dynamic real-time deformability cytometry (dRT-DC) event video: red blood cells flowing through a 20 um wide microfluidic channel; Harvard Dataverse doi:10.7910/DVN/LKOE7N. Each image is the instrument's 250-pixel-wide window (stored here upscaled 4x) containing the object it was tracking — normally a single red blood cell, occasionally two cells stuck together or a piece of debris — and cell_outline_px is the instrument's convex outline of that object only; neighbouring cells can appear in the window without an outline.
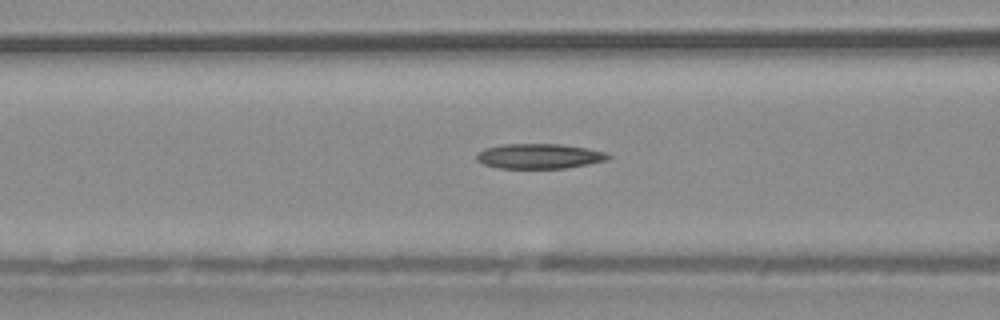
{"species": "common noctule bat (a hibernating species)", "species_latin": "Nyctalus noctula", "temperature_condition": "warm", "stored_images_in_passage": 33, "camera_frame_rate_fps": 3000, "um_per_image_px": 0.085, "animal": {"sex": "male", "body_mass_g": 20.4}, "frame": {"image": 1, "passage_image": 11, "time_ms": 3.333, "image_size_px": [1000, 320], "cell_outline_px": [[612, 156], [608, 160], [588, 164], [564, 168], [500, 168], [484, 164], [476, 160], [476, 152], [484, 148], [504, 144], [560, 144], [588, 148], [608, 152]], "centroid_in_image_um": [45.85, 13.27], "position_along_channel_um": 120.7, "area_um2": 19.31}}
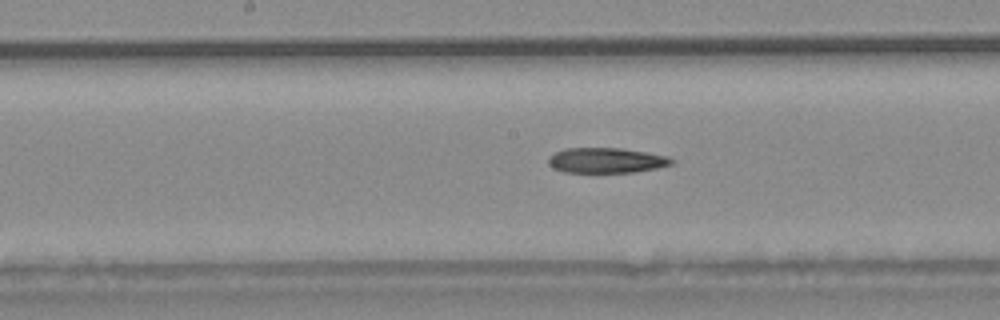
{"frame": {"image": 2, "passage_image": 17, "time_ms": 5.333, "image_size_px": [1000, 320], "cell_outline_px": [[676, 160], [672, 164], [656, 168], [636, 172], [564, 172], [552, 168], [548, 164], [548, 156], [564, 148], [624, 148], [668, 156]], "centroid_in_image_um": [51.53, 13.63], "position_along_channel_um": 196.7, "area_um2": 18.26}}
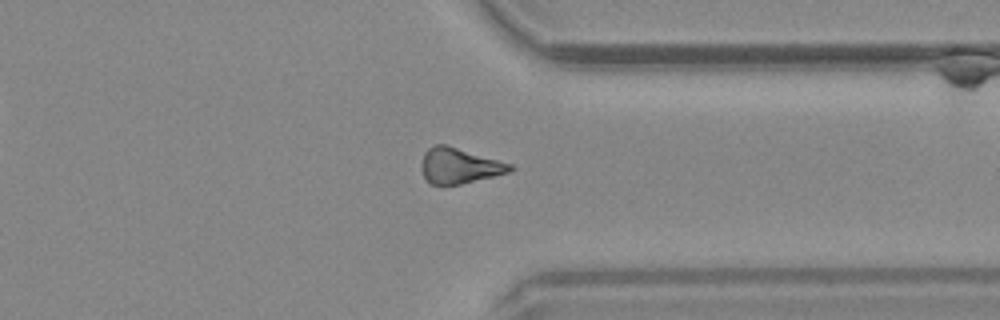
{"frame": {"image": 3, "passage_image": 31, "time_ms": 10.0, "image_size_px": [1000, 320], "cell_outline_px": [[516, 168], [508, 172], [460, 184], [428, 184], [420, 168], [420, 164], [424, 152], [428, 148], [436, 144], [444, 144], [512, 164]], "centroid_in_image_um": [38.99, 14.08], "position_along_channel_um": 372.4, "area_um2": 18.15}}